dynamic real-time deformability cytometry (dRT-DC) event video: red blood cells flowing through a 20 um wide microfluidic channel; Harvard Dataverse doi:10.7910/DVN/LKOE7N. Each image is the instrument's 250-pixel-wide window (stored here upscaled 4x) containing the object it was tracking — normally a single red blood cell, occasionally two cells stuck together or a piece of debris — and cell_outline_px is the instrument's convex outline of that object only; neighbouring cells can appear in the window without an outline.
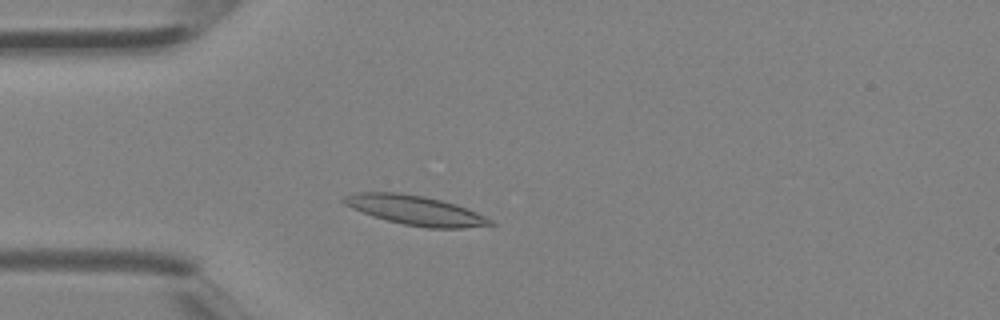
{"species": "Egyptian fruit bat (a non-hibernating species)", "species_latin": "Rousettus aegyptiacus", "temperature_condition": "room temperature", "stored_images_in_passage": 2, "camera_frame_rate_fps": 3000, "um_per_image_px": 0.085, "animal": {"sex": "female"}, "frame": {"image": 1, "passage_image": 2, "time_ms": 0.333, "image_size_px": [1000, 320], "cell_outline_px": [[496, 224], [464, 228], [428, 228], [404, 224], [372, 216], [352, 208], [344, 204], [340, 200], [344, 196], [356, 192], [396, 192], [424, 196], [456, 204], [468, 208], [492, 220]], "centroid_in_image_um": [35.29, 17.87], "position_along_channel_um": 49.7, "area_um2": 25.09}}